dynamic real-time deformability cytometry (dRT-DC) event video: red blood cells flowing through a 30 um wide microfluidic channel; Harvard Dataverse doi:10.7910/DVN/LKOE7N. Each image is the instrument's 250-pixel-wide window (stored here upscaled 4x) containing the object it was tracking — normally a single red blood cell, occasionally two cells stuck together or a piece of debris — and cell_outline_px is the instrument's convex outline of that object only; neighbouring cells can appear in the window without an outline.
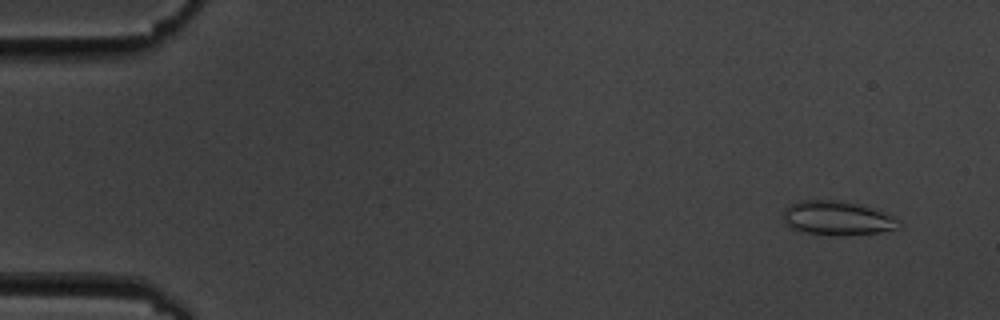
{"species": "common noctule bat (a hibernating species)", "species_latin": "Nyctalus noctula", "temperature_condition": "cold", "stored_images_in_passage": 6, "camera_frame_rate_fps": 3000, "um_per_image_px": 0.085, "animal": {"sex": "male", "body_mass_g": 19.5, "forearm_length_mm": 54.6}, "frame": {"image": 1, "passage_image": 2, "time_ms": 1.0, "image_size_px": [1000, 320], "cell_outline_px": [[900, 220], [892, 228], [880, 232], [796, 232], [784, 220], [784, 208], [800, 200], [832, 200], [860, 204], [884, 212]], "centroid_in_image_um": [71.09, 18.47], "position_along_channel_um": 13.9, "area_um2": 21.56}}